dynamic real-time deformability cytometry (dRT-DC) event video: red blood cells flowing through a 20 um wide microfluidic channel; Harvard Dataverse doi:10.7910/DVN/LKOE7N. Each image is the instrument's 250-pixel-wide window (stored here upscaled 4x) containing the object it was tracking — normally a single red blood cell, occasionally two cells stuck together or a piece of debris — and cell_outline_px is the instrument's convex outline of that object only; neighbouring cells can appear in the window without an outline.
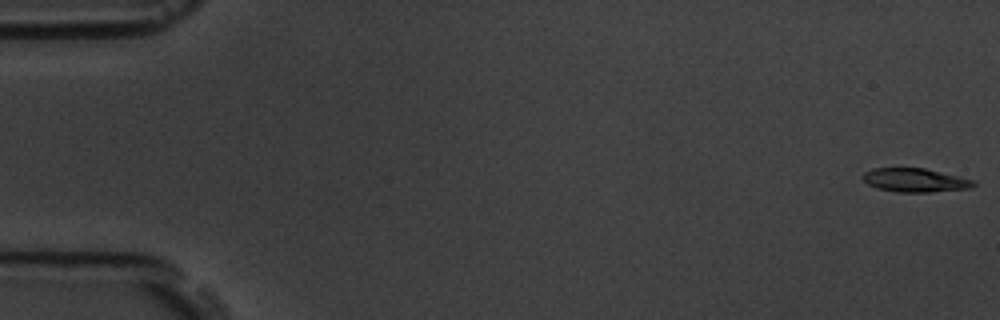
{"species": "common noctule bat (a hibernating species)", "species_latin": "Nyctalus noctula", "temperature_condition": "room temperature", "stored_images_in_passage": 9, "camera_frame_rate_fps": 3000, "um_per_image_px": 0.085, "animal": {"sex": "male", "body_mass_g": 19.5, "forearm_length_mm": 54.6}, "frame": {"image": 1, "passage_image": 1, "time_ms": 0.0, "image_size_px": [1000, 320], "cell_outline_px": [[976, 184], [972, 188], [928, 192], [896, 192], [876, 188], [868, 184], [864, 180], [864, 172], [872, 168], [924, 168], [976, 180]], "centroid_in_image_um": [77.81, 15.32], "position_along_channel_um": 7.2, "area_um2": 15.32}}
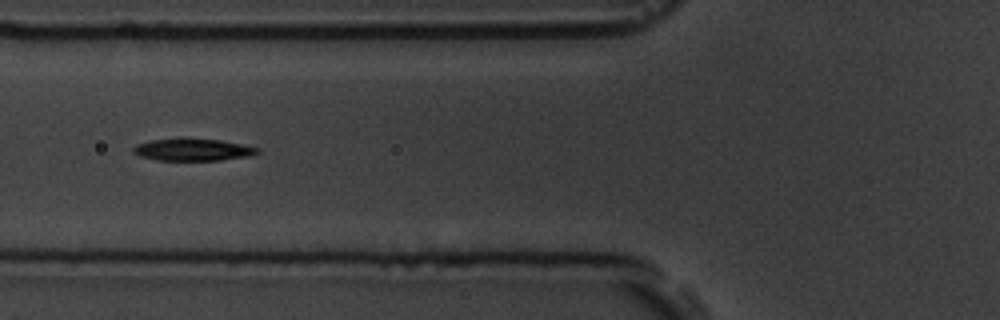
{"frame": {"image": 2, "passage_image": 7, "time_ms": 7.0, "image_size_px": [1000, 320], "cell_outline_px": [[260, 152], [248, 156], [220, 160], [156, 160], [140, 156], [132, 152], [132, 148], [136, 144], [152, 140], [184, 136], [220, 140], [260, 148]], "centroid_in_image_um": [16.35, 12.69], "position_along_channel_um": 109.5, "area_um2": 16.42}}
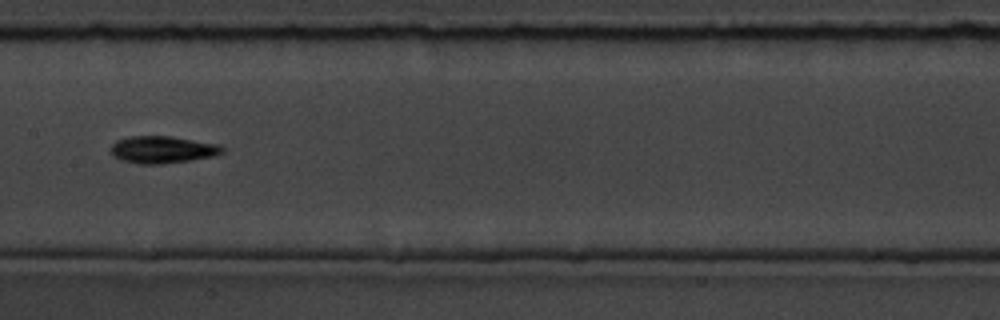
{"frame": {"image": 3, "passage_image": 9, "time_ms": 9.333, "image_size_px": [1000, 320], "cell_outline_px": [[224, 152], [212, 156], [192, 160], [160, 164], [140, 164], [120, 160], [112, 156], [108, 152], [112, 144], [116, 140], [132, 136], [172, 136], [220, 144], [224, 148]], "centroid_in_image_um": [13.78, 12.72], "position_along_channel_um": 193.6, "area_um2": 17.92}}